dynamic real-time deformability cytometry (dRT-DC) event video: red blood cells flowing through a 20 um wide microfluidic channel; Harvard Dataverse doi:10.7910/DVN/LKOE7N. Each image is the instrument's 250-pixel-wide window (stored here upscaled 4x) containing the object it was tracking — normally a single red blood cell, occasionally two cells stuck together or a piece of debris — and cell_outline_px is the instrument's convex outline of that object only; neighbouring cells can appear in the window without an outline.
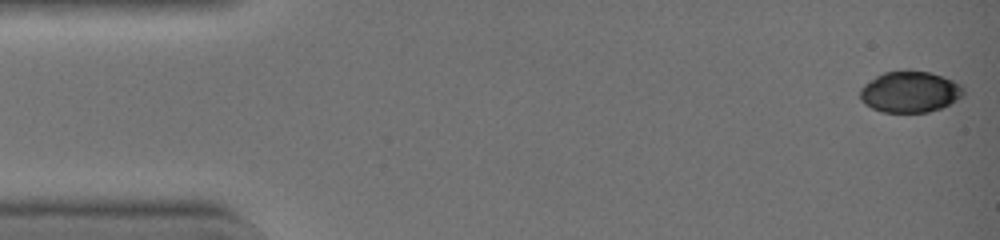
{"species": "common noctule bat (a hibernating species)", "species_latin": "Nyctalus noctula", "temperature_condition": "warm", "stored_images_in_passage": 43, "camera_frame_rate_fps": 3000, "um_per_image_px": 0.085, "animal": {"sex": "female", "body_mass_g": 19.0, "forearm_length_mm": 51.5}, "frame": {"image": 1, "passage_image": 1, "time_ms": 0.0, "image_size_px": [1000, 240], "cell_outline_px": [[964, 92], [956, 100], [940, 108], [928, 112], [884, 112], [872, 108], [864, 104], [860, 100], [860, 92], [864, 84], [876, 76], [884, 72], [900, 68], [908, 68], [928, 72], [952, 80], [960, 84], [964, 88]], "centroid_in_image_um": [77.3, 7.77], "position_along_channel_um": 7.7, "area_um2": 25.03}}
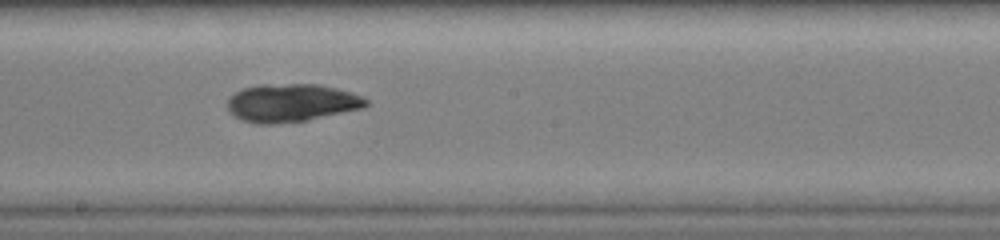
{"frame": {"image": 2, "passage_image": 24, "time_ms": 7.667, "image_size_px": [1000, 240], "cell_outline_px": [[368, 104], [360, 108], [308, 120], [276, 124], [256, 124], [244, 120], [236, 116], [228, 108], [228, 100], [236, 92], [244, 88], [256, 84], [320, 84], [352, 92], [368, 100]], "centroid_in_image_um": [24.77, 8.73], "position_along_channel_um": 223.4, "area_um2": 30.46}}
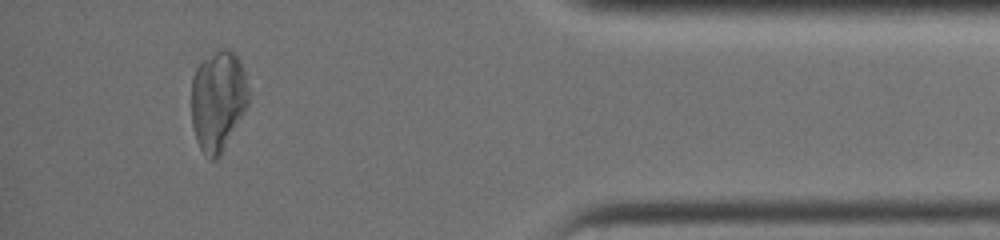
{"frame": {"image": 3, "passage_image": 39, "time_ms": 12.667, "image_size_px": [1000, 240], "cell_outline_px": [[248, 104], [244, 112], [220, 156], [216, 160], [212, 160], [200, 148], [196, 140], [192, 128], [192, 80], [196, 68], [204, 60], [220, 48], [228, 48], [240, 60], [244, 68], [248, 88]], "centroid_in_image_um": [18.53, 8.55], "position_along_channel_um": 416.7, "area_um2": 33.29}}